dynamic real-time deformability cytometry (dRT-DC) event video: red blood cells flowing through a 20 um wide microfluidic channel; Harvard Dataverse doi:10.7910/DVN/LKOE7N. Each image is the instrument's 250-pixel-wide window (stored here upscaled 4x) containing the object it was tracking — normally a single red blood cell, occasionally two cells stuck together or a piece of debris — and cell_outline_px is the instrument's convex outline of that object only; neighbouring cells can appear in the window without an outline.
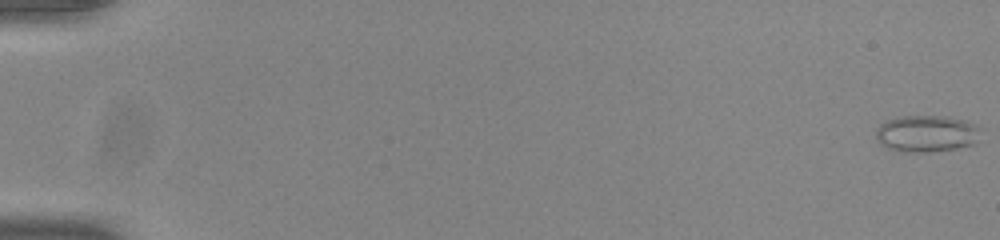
{"species": "common noctule bat (a hibernating species)", "species_latin": "Nyctalus noctula", "temperature_condition": "room temperature", "stored_images_in_passage": 54, "camera_frame_rate_fps": 3000, "um_per_image_px": 0.085, "animal": {"sex": "male", "body_mass_g": 20.0, "forearm_length_mm": 53.3}, "frame": {"image": 1, "passage_image": 1, "time_ms": 0.0, "image_size_px": [1000, 240], "cell_outline_px": [[980, 128], [976, 144], [956, 148], [928, 152], [904, 152], [888, 148], [880, 144], [876, 136], [876, 128], [880, 124], [888, 120], [900, 116], [948, 116], [968, 120], [976, 124]], "centroid_in_image_um": [78.78, 11.35], "position_along_channel_um": 6.2, "area_um2": 22.66}}
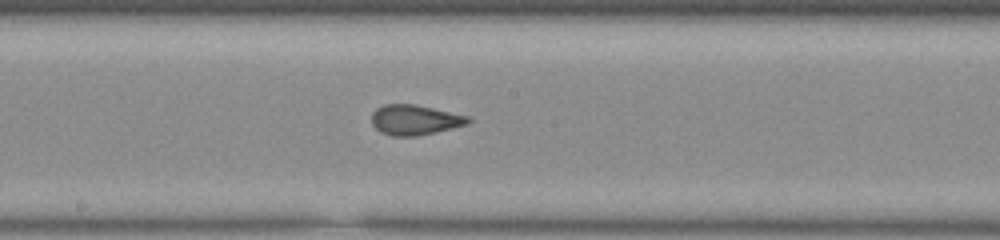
{"frame": {"image": 2, "passage_image": 31, "time_ms": 10.0, "image_size_px": [1000, 240], "cell_outline_px": [[472, 120], [468, 124], [452, 128], [416, 136], [392, 136], [380, 132], [372, 124], [372, 112], [376, 108], [384, 104], [416, 104], [468, 116]], "centroid_in_image_um": [35.24, 10.18], "position_along_channel_um": 213.0, "area_um2": 16.94}}
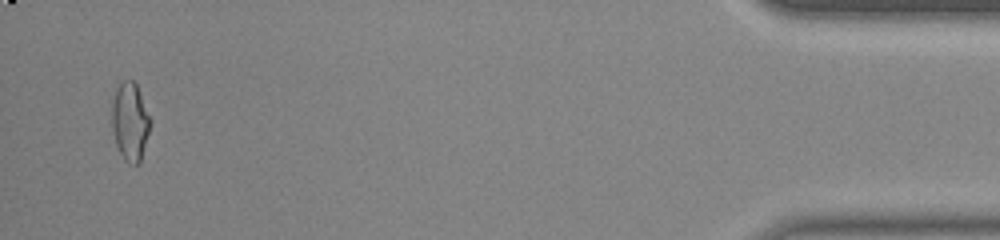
{"frame": {"image": 3, "passage_image": 53, "time_ms": 17.333, "image_size_px": [1000, 240], "cell_outline_px": [[152, 120], [140, 164], [128, 164], [124, 160], [116, 144], [112, 128], [112, 100], [116, 88], [120, 80], [132, 80], [136, 84]], "centroid_in_image_um": [11.06, 10.33], "position_along_channel_um": 424.1, "area_um2": 17.69}, "authors_computed_cell_mechanics": {"area_um2": 17.6001, "velocity_mm_per_s": 3.9017, "shape_relaxation_time_tau1_ms": null, "shape_relaxation_time_tau2_ms": 0.7716, "deformation_change_tau1": null, "deformation_change_tau2": 0.0665}}